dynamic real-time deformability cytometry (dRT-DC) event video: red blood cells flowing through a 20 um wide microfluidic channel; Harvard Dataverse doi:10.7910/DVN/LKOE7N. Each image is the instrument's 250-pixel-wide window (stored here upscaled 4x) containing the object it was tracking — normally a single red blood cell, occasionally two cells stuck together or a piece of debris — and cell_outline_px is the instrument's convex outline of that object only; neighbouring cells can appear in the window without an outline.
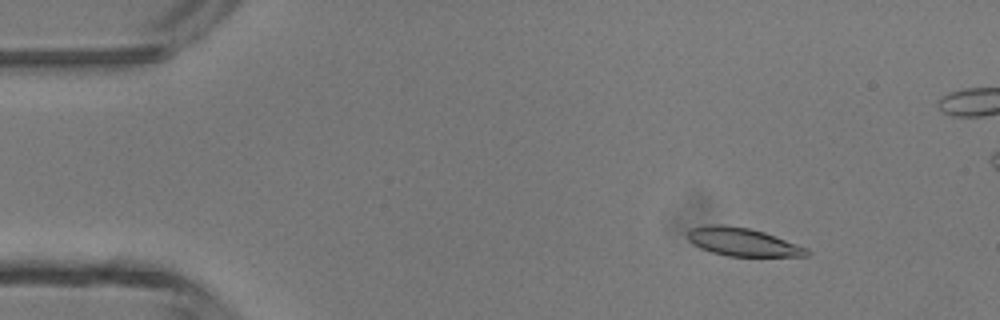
{"species": "common noctule bat (a hibernating species)", "species_latin": "Nyctalus noctula", "temperature_condition": "room temperature", "stored_images_in_passage": 5, "camera_frame_rate_fps": 3000, "um_per_image_px": 0.085, "animal": {"sex": "male", "body_mass_g": 13.3}, "frame": {"image": 1, "passage_image": 2, "time_ms": 1.333, "image_size_px": [1000, 320], "cell_outline_px": [[812, 252], [808, 256], [728, 256], [712, 252], [700, 248], [692, 244], [688, 240], [688, 232], [692, 228], [712, 224], [724, 224], [748, 228], [764, 232], [776, 236], [808, 248]], "centroid_in_image_um": [63.15, 20.57], "position_along_channel_um": 21.8, "area_um2": 19.59}}